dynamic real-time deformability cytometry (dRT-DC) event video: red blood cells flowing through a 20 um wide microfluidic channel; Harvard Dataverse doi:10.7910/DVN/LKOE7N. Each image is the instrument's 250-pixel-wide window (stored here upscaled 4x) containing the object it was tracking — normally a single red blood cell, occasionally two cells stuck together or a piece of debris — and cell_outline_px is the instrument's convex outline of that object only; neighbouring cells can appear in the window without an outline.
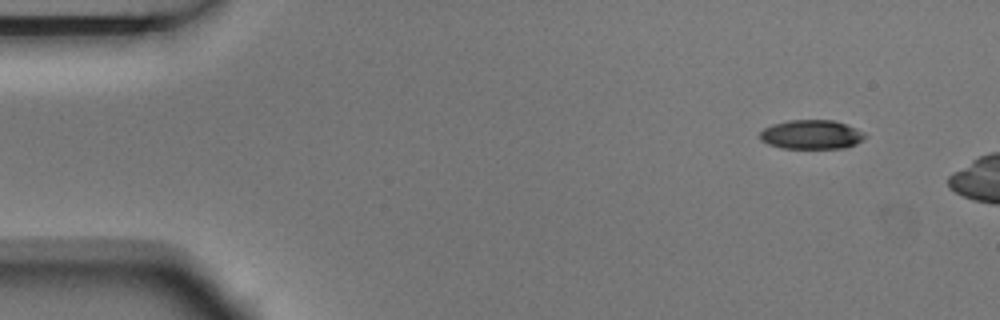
{"species": "Egyptian fruit bat (a non-hibernating species)", "species_latin": "Rousettus aegyptiacus", "temperature_condition": "room temperature", "stored_images_in_passage": 5, "segment_of_instrument_passage": [2, 2], "camera_frame_rate_fps": 3000, "um_per_image_px": 0.085, "animal": {"sex": "male"}, "frame": {"image": 1, "passage_image": 5, "time_ms": 1.333, "image_size_px": [1000, 320], "cell_outline_px": [[868, 136], [856, 144], [844, 148], [780, 148], [768, 144], [760, 140], [760, 132], [764, 128], [772, 124], [788, 120], [832, 120], [856, 128], [864, 132]], "centroid_in_image_um": [68.96, 11.44], "position_along_channel_um": 16.0, "area_um2": 17.92}}